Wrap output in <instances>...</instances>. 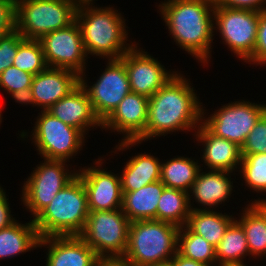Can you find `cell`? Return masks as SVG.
<instances>
[{"label":"cell","mask_w":266,"mask_h":266,"mask_svg":"<svg viewBox=\"0 0 266 266\" xmlns=\"http://www.w3.org/2000/svg\"><path fill=\"white\" fill-rule=\"evenodd\" d=\"M5 1H12V2L17 3L18 0H5Z\"/></svg>","instance_id":"46"},{"label":"cell","mask_w":266,"mask_h":266,"mask_svg":"<svg viewBox=\"0 0 266 266\" xmlns=\"http://www.w3.org/2000/svg\"><path fill=\"white\" fill-rule=\"evenodd\" d=\"M39 239L33 219L25 224L14 222L0 230V260L38 248Z\"/></svg>","instance_id":"24"},{"label":"cell","mask_w":266,"mask_h":266,"mask_svg":"<svg viewBox=\"0 0 266 266\" xmlns=\"http://www.w3.org/2000/svg\"><path fill=\"white\" fill-rule=\"evenodd\" d=\"M129 158L120 175L122 192L137 191L160 180L161 161L158 157L144 152Z\"/></svg>","instance_id":"22"},{"label":"cell","mask_w":266,"mask_h":266,"mask_svg":"<svg viewBox=\"0 0 266 266\" xmlns=\"http://www.w3.org/2000/svg\"><path fill=\"white\" fill-rule=\"evenodd\" d=\"M213 266H248V265L245 263L216 262Z\"/></svg>","instance_id":"44"},{"label":"cell","mask_w":266,"mask_h":266,"mask_svg":"<svg viewBox=\"0 0 266 266\" xmlns=\"http://www.w3.org/2000/svg\"><path fill=\"white\" fill-rule=\"evenodd\" d=\"M103 160L99 157L94 166L78 169L77 175L84 184L89 211H110L122 207L120 175L101 169Z\"/></svg>","instance_id":"15"},{"label":"cell","mask_w":266,"mask_h":266,"mask_svg":"<svg viewBox=\"0 0 266 266\" xmlns=\"http://www.w3.org/2000/svg\"><path fill=\"white\" fill-rule=\"evenodd\" d=\"M195 139L202 143V162L208 170H223L237 172L242 154L241 147L227 139L213 134L203 123L195 131ZM238 166V167H237Z\"/></svg>","instance_id":"20"},{"label":"cell","mask_w":266,"mask_h":266,"mask_svg":"<svg viewBox=\"0 0 266 266\" xmlns=\"http://www.w3.org/2000/svg\"><path fill=\"white\" fill-rule=\"evenodd\" d=\"M33 74L16 68L11 65L0 74V89L5 90L9 95L32 85Z\"/></svg>","instance_id":"34"},{"label":"cell","mask_w":266,"mask_h":266,"mask_svg":"<svg viewBox=\"0 0 266 266\" xmlns=\"http://www.w3.org/2000/svg\"><path fill=\"white\" fill-rule=\"evenodd\" d=\"M38 41L42 46L48 67L68 69L79 76L86 73L85 65L89 57L76 21L66 28L42 36Z\"/></svg>","instance_id":"13"},{"label":"cell","mask_w":266,"mask_h":266,"mask_svg":"<svg viewBox=\"0 0 266 266\" xmlns=\"http://www.w3.org/2000/svg\"><path fill=\"white\" fill-rule=\"evenodd\" d=\"M179 229L156 219L132 221L123 257L135 266H168L177 253Z\"/></svg>","instance_id":"5"},{"label":"cell","mask_w":266,"mask_h":266,"mask_svg":"<svg viewBox=\"0 0 266 266\" xmlns=\"http://www.w3.org/2000/svg\"><path fill=\"white\" fill-rule=\"evenodd\" d=\"M165 185L160 181L141 187L137 191L122 192V211L132 221L156 219L158 200Z\"/></svg>","instance_id":"23"},{"label":"cell","mask_w":266,"mask_h":266,"mask_svg":"<svg viewBox=\"0 0 266 266\" xmlns=\"http://www.w3.org/2000/svg\"><path fill=\"white\" fill-rule=\"evenodd\" d=\"M1 106H2V105H0V107H1ZM1 110H2V107L0 108V125H1L2 120H3V119H2L3 117L1 116V115H2Z\"/></svg>","instance_id":"45"},{"label":"cell","mask_w":266,"mask_h":266,"mask_svg":"<svg viewBox=\"0 0 266 266\" xmlns=\"http://www.w3.org/2000/svg\"><path fill=\"white\" fill-rule=\"evenodd\" d=\"M10 96L17 103H21L22 105L33 104V107L35 106V101L33 98L31 88H24V89L18 90L16 92L11 93Z\"/></svg>","instance_id":"41"},{"label":"cell","mask_w":266,"mask_h":266,"mask_svg":"<svg viewBox=\"0 0 266 266\" xmlns=\"http://www.w3.org/2000/svg\"><path fill=\"white\" fill-rule=\"evenodd\" d=\"M221 107L217 108L218 110H215L208 118L205 117L207 113L205 107H202V123L216 136L227 139L240 147L256 122L266 112V104H256L249 100L232 101Z\"/></svg>","instance_id":"11"},{"label":"cell","mask_w":266,"mask_h":266,"mask_svg":"<svg viewBox=\"0 0 266 266\" xmlns=\"http://www.w3.org/2000/svg\"><path fill=\"white\" fill-rule=\"evenodd\" d=\"M80 0H18L16 30L25 38L42 36L68 27L75 21Z\"/></svg>","instance_id":"6"},{"label":"cell","mask_w":266,"mask_h":266,"mask_svg":"<svg viewBox=\"0 0 266 266\" xmlns=\"http://www.w3.org/2000/svg\"><path fill=\"white\" fill-rule=\"evenodd\" d=\"M239 171L249 189L261 194L266 193V153L245 155L242 157Z\"/></svg>","instance_id":"32"},{"label":"cell","mask_w":266,"mask_h":266,"mask_svg":"<svg viewBox=\"0 0 266 266\" xmlns=\"http://www.w3.org/2000/svg\"><path fill=\"white\" fill-rule=\"evenodd\" d=\"M16 30V3L0 0V38Z\"/></svg>","instance_id":"37"},{"label":"cell","mask_w":266,"mask_h":266,"mask_svg":"<svg viewBox=\"0 0 266 266\" xmlns=\"http://www.w3.org/2000/svg\"><path fill=\"white\" fill-rule=\"evenodd\" d=\"M96 266H135L123 256L98 257Z\"/></svg>","instance_id":"40"},{"label":"cell","mask_w":266,"mask_h":266,"mask_svg":"<svg viewBox=\"0 0 266 266\" xmlns=\"http://www.w3.org/2000/svg\"><path fill=\"white\" fill-rule=\"evenodd\" d=\"M215 5L258 12L266 10V0H215Z\"/></svg>","instance_id":"38"},{"label":"cell","mask_w":266,"mask_h":266,"mask_svg":"<svg viewBox=\"0 0 266 266\" xmlns=\"http://www.w3.org/2000/svg\"><path fill=\"white\" fill-rule=\"evenodd\" d=\"M233 215L216 210H191L186 226L216 247L227 228L236 220Z\"/></svg>","instance_id":"25"},{"label":"cell","mask_w":266,"mask_h":266,"mask_svg":"<svg viewBox=\"0 0 266 266\" xmlns=\"http://www.w3.org/2000/svg\"><path fill=\"white\" fill-rule=\"evenodd\" d=\"M80 84V76L68 69L50 68L33 76L31 91L35 106L47 110Z\"/></svg>","instance_id":"18"},{"label":"cell","mask_w":266,"mask_h":266,"mask_svg":"<svg viewBox=\"0 0 266 266\" xmlns=\"http://www.w3.org/2000/svg\"><path fill=\"white\" fill-rule=\"evenodd\" d=\"M243 209L236 221L245 231L250 257L266 258V216L254 203L246 204Z\"/></svg>","instance_id":"27"},{"label":"cell","mask_w":266,"mask_h":266,"mask_svg":"<svg viewBox=\"0 0 266 266\" xmlns=\"http://www.w3.org/2000/svg\"><path fill=\"white\" fill-rule=\"evenodd\" d=\"M36 118L31 136L42 159L68 162L83 149L85 135L79 129L57 119L47 110H41Z\"/></svg>","instance_id":"7"},{"label":"cell","mask_w":266,"mask_h":266,"mask_svg":"<svg viewBox=\"0 0 266 266\" xmlns=\"http://www.w3.org/2000/svg\"><path fill=\"white\" fill-rule=\"evenodd\" d=\"M85 76L80 75V84L87 92L95 115L103 122L131 92L125 64L121 59H108L105 70L92 86Z\"/></svg>","instance_id":"12"},{"label":"cell","mask_w":266,"mask_h":266,"mask_svg":"<svg viewBox=\"0 0 266 266\" xmlns=\"http://www.w3.org/2000/svg\"><path fill=\"white\" fill-rule=\"evenodd\" d=\"M89 213L84 184L77 175L57 193L33 222L40 238L79 236Z\"/></svg>","instance_id":"4"},{"label":"cell","mask_w":266,"mask_h":266,"mask_svg":"<svg viewBox=\"0 0 266 266\" xmlns=\"http://www.w3.org/2000/svg\"><path fill=\"white\" fill-rule=\"evenodd\" d=\"M16 221L11 214L6 192L0 186V230L9 227Z\"/></svg>","instance_id":"39"},{"label":"cell","mask_w":266,"mask_h":266,"mask_svg":"<svg viewBox=\"0 0 266 266\" xmlns=\"http://www.w3.org/2000/svg\"><path fill=\"white\" fill-rule=\"evenodd\" d=\"M164 1L157 8L169 35L177 46L205 66L212 56L215 0Z\"/></svg>","instance_id":"2"},{"label":"cell","mask_w":266,"mask_h":266,"mask_svg":"<svg viewBox=\"0 0 266 266\" xmlns=\"http://www.w3.org/2000/svg\"><path fill=\"white\" fill-rule=\"evenodd\" d=\"M149 98L130 92L102 122L101 130L123 134L122 140H138L144 133L148 119Z\"/></svg>","instance_id":"16"},{"label":"cell","mask_w":266,"mask_h":266,"mask_svg":"<svg viewBox=\"0 0 266 266\" xmlns=\"http://www.w3.org/2000/svg\"><path fill=\"white\" fill-rule=\"evenodd\" d=\"M134 45L120 58L125 64L130 90L150 98L178 71H168L157 58Z\"/></svg>","instance_id":"14"},{"label":"cell","mask_w":266,"mask_h":266,"mask_svg":"<svg viewBox=\"0 0 266 266\" xmlns=\"http://www.w3.org/2000/svg\"><path fill=\"white\" fill-rule=\"evenodd\" d=\"M168 266H208V265L196 262L192 259L185 258L184 256L180 255L177 252L169 262Z\"/></svg>","instance_id":"42"},{"label":"cell","mask_w":266,"mask_h":266,"mask_svg":"<svg viewBox=\"0 0 266 266\" xmlns=\"http://www.w3.org/2000/svg\"><path fill=\"white\" fill-rule=\"evenodd\" d=\"M24 39L17 30L0 38V74L13 64L18 46Z\"/></svg>","instance_id":"35"},{"label":"cell","mask_w":266,"mask_h":266,"mask_svg":"<svg viewBox=\"0 0 266 266\" xmlns=\"http://www.w3.org/2000/svg\"><path fill=\"white\" fill-rule=\"evenodd\" d=\"M258 22V11L214 6V30L219 32L229 50L244 62L254 53Z\"/></svg>","instance_id":"10"},{"label":"cell","mask_w":266,"mask_h":266,"mask_svg":"<svg viewBox=\"0 0 266 266\" xmlns=\"http://www.w3.org/2000/svg\"><path fill=\"white\" fill-rule=\"evenodd\" d=\"M47 111L64 123L79 129L85 136L89 130L102 127V122L95 115L87 92L81 84Z\"/></svg>","instance_id":"19"},{"label":"cell","mask_w":266,"mask_h":266,"mask_svg":"<svg viewBox=\"0 0 266 266\" xmlns=\"http://www.w3.org/2000/svg\"><path fill=\"white\" fill-rule=\"evenodd\" d=\"M177 252L185 258L208 266L217 262L215 247L202 236L193 233L186 225L179 229Z\"/></svg>","instance_id":"30"},{"label":"cell","mask_w":266,"mask_h":266,"mask_svg":"<svg viewBox=\"0 0 266 266\" xmlns=\"http://www.w3.org/2000/svg\"><path fill=\"white\" fill-rule=\"evenodd\" d=\"M251 202L249 203H254L266 216V198L264 199H260V197L258 199H254V201L250 200Z\"/></svg>","instance_id":"43"},{"label":"cell","mask_w":266,"mask_h":266,"mask_svg":"<svg viewBox=\"0 0 266 266\" xmlns=\"http://www.w3.org/2000/svg\"><path fill=\"white\" fill-rule=\"evenodd\" d=\"M215 256L217 262L234 263H244L245 256H250L245 231L236 220L215 247Z\"/></svg>","instance_id":"29"},{"label":"cell","mask_w":266,"mask_h":266,"mask_svg":"<svg viewBox=\"0 0 266 266\" xmlns=\"http://www.w3.org/2000/svg\"><path fill=\"white\" fill-rule=\"evenodd\" d=\"M131 221L122 209L90 211L80 237L99 257L123 256Z\"/></svg>","instance_id":"8"},{"label":"cell","mask_w":266,"mask_h":266,"mask_svg":"<svg viewBox=\"0 0 266 266\" xmlns=\"http://www.w3.org/2000/svg\"><path fill=\"white\" fill-rule=\"evenodd\" d=\"M94 1L80 0L75 15L87 56L120 59L134 45L126 43V20L112 6L98 8Z\"/></svg>","instance_id":"3"},{"label":"cell","mask_w":266,"mask_h":266,"mask_svg":"<svg viewBox=\"0 0 266 266\" xmlns=\"http://www.w3.org/2000/svg\"><path fill=\"white\" fill-rule=\"evenodd\" d=\"M188 195L187 192L164 187L158 200L156 220L166 221L179 227L185 226L191 211Z\"/></svg>","instance_id":"28"},{"label":"cell","mask_w":266,"mask_h":266,"mask_svg":"<svg viewBox=\"0 0 266 266\" xmlns=\"http://www.w3.org/2000/svg\"><path fill=\"white\" fill-rule=\"evenodd\" d=\"M191 157L177 156L161 162L160 181L165 187L189 192L197 179L201 166Z\"/></svg>","instance_id":"26"},{"label":"cell","mask_w":266,"mask_h":266,"mask_svg":"<svg viewBox=\"0 0 266 266\" xmlns=\"http://www.w3.org/2000/svg\"><path fill=\"white\" fill-rule=\"evenodd\" d=\"M266 153V112L259 118L241 147L242 157Z\"/></svg>","instance_id":"33"},{"label":"cell","mask_w":266,"mask_h":266,"mask_svg":"<svg viewBox=\"0 0 266 266\" xmlns=\"http://www.w3.org/2000/svg\"><path fill=\"white\" fill-rule=\"evenodd\" d=\"M48 249L46 266H96L98 255L80 236H52L39 239Z\"/></svg>","instance_id":"17"},{"label":"cell","mask_w":266,"mask_h":266,"mask_svg":"<svg viewBox=\"0 0 266 266\" xmlns=\"http://www.w3.org/2000/svg\"><path fill=\"white\" fill-rule=\"evenodd\" d=\"M189 82L190 80L179 72L158 89L149 98L145 133L137 141L118 142L114 147L116 148L114 154L129 150L134 145L157 136H165L176 131L189 132L192 129L196 131L202 123L203 104Z\"/></svg>","instance_id":"1"},{"label":"cell","mask_w":266,"mask_h":266,"mask_svg":"<svg viewBox=\"0 0 266 266\" xmlns=\"http://www.w3.org/2000/svg\"><path fill=\"white\" fill-rule=\"evenodd\" d=\"M12 65L33 75L46 70L48 65L40 42L24 39L18 46Z\"/></svg>","instance_id":"31"},{"label":"cell","mask_w":266,"mask_h":266,"mask_svg":"<svg viewBox=\"0 0 266 266\" xmlns=\"http://www.w3.org/2000/svg\"><path fill=\"white\" fill-rule=\"evenodd\" d=\"M252 62V63H251ZM247 64L266 66V10L259 12L257 39L253 55L245 62Z\"/></svg>","instance_id":"36"},{"label":"cell","mask_w":266,"mask_h":266,"mask_svg":"<svg viewBox=\"0 0 266 266\" xmlns=\"http://www.w3.org/2000/svg\"><path fill=\"white\" fill-rule=\"evenodd\" d=\"M201 171L197 179L194 181L190 191L188 192L189 205L191 210H212L225 201L229 200L233 191V180L231 181V173L223 170ZM192 194V195H191ZM194 198L202 208L192 207L191 200ZM201 204V205H200Z\"/></svg>","instance_id":"21"},{"label":"cell","mask_w":266,"mask_h":266,"mask_svg":"<svg viewBox=\"0 0 266 266\" xmlns=\"http://www.w3.org/2000/svg\"><path fill=\"white\" fill-rule=\"evenodd\" d=\"M33 168L27 181L23 183L20 198L33 219L49 205L57 193L70 183L78 170H69L66 161L43 159Z\"/></svg>","instance_id":"9"}]
</instances>
